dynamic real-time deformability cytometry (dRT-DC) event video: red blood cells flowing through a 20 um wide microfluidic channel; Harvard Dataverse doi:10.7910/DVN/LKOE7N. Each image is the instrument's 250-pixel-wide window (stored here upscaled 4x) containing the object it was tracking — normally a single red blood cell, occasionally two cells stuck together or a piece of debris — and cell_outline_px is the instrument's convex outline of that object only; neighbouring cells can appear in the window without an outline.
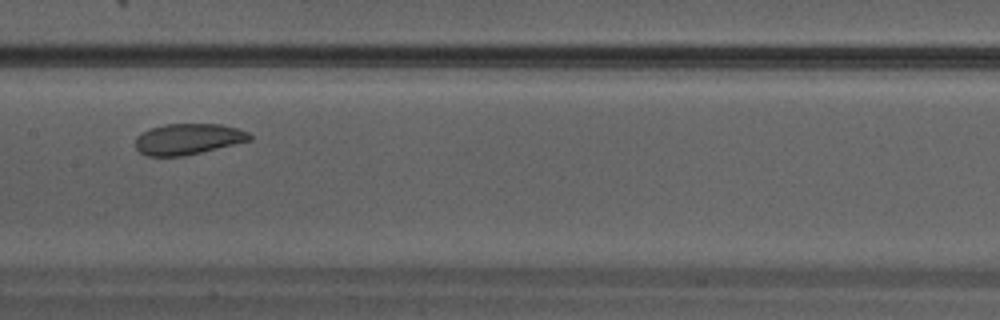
{"species": "Egyptian fruit bat (a non-hibernating species)", "species_latin": "Rousettus aegyptiacus", "temperature_condition": "warm", "stored_images_in_passage": 24, "camera_frame_rate_fps": 3000, "um_per_image_px": 0.085, "animal": {"sex": "male"}, "frame": {"image": 1, "passage_image": 8, "time_ms": 2.333, "image_size_px": [1000, 320], "cell_outline_px": [[252, 140], [184, 156], [148, 156], [140, 152], [136, 148], [136, 136], [152, 128], [164, 124], [220, 124], [236, 128], [248, 132], [252, 136]], "centroid_in_image_um": [16.0, 11.82], "position_along_channel_um": 191.4, "area_um2": 20.46}}